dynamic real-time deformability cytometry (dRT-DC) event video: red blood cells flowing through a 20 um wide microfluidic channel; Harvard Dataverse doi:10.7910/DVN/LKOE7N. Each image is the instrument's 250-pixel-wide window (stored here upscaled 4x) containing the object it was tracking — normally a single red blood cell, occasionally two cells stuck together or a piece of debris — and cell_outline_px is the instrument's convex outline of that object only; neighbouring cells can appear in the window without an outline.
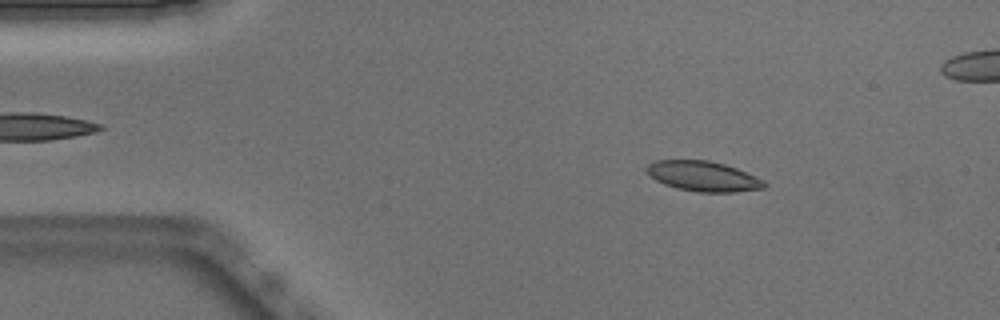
{"species": "Egyptian fruit bat (a non-hibernating species)", "species_latin": "Rousettus aegyptiacus", "temperature_condition": "warm", "stored_images_in_passage": 51, "camera_frame_rate_fps": 3000, "um_per_image_px": 0.085, "animal": {"sex": "male"}, "frame": {"image": 1, "passage_image": 7, "time_ms": 2.0, "image_size_px": [1000, 320], "cell_outline_px": [[768, 184], [764, 188], [736, 192], [696, 192], [676, 188], [664, 184], [656, 180], [644, 168], [648, 164], [656, 160], [708, 160], [724, 164], [736, 168], [764, 180]], "centroid_in_image_um": [59.78, 14.98], "position_along_channel_um": 25.2, "area_um2": 20.63}}
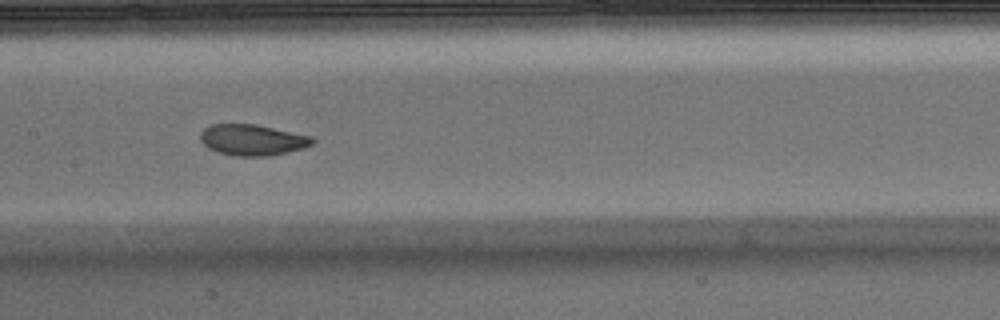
{"frame": {"image": 2, "passage_image": 24, "time_ms": 7.667, "image_size_px": [1000, 320], "cell_outline_px": [[316, 144], [304, 148], [288, 152], [268, 156], [236, 156], [216, 152], [208, 148], [200, 140], [200, 132], [204, 128], [212, 124], [256, 124], [312, 136], [316, 140]], "centroid_in_image_um": [21.48, 11.89], "position_along_channel_um": 185.9, "area_um2": 20.52}}
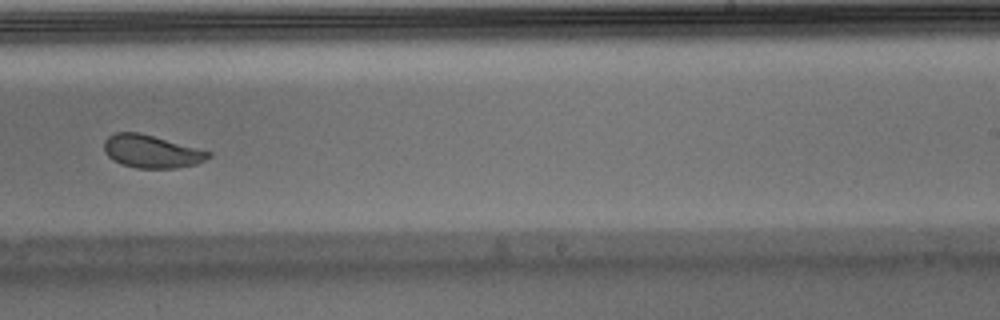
{"frame": {"image": 3, "passage_image": 31, "time_ms": 10.0, "image_size_px": [1000, 320], "cell_outline_px": [[212, 156], [196, 164], [176, 168], [136, 168], [120, 164], [112, 160], [104, 152], [104, 140], [108, 136], [116, 132], [140, 132], [212, 152]], "centroid_in_image_um": [12.85, 12.87], "position_along_channel_um": 276.1, "area_um2": 20.11}, "authors_computed_cell_mechanics": {"area_um2": 20.9236, "velocity_mm_per_s": 3.8789, "shape_relaxation_time_tau1_ms": 3.3731, "shape_relaxation_time_tau2_ms": 1.3424, "deformation_change_tau1": 0.1042, "deformation_change_tau2": 0.0422}}